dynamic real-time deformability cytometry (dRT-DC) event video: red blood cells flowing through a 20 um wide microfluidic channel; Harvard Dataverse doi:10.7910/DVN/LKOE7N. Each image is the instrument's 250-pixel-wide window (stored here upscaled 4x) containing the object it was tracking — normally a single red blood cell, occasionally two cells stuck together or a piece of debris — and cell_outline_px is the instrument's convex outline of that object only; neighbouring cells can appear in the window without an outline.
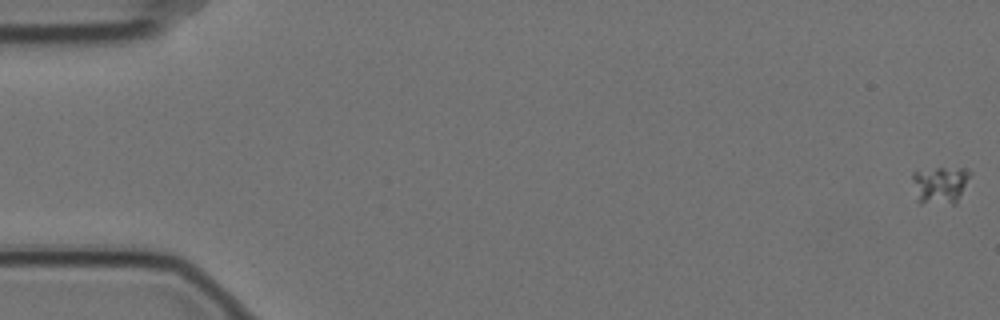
{"species": "Egyptian fruit bat (a non-hibernating species)", "species_latin": "Rousettus aegyptiacus", "temperature_condition": "cold", "stored_images_in_passage": 6, "camera_frame_rate_fps": 3000, "um_per_image_px": 0.085, "animal": {"sex": "female"}, "frame": {"image": 1, "passage_image": 1, "time_ms": 0.0, "image_size_px": [1000, 320], "cell_outline_px": [[972, 172], [956, 204], [920, 204], [916, 200], [912, 176], [912, 172], [936, 168], [968, 168]], "centroid_in_image_um": [79.9, 15.73], "position_along_channel_um": 5.1, "area_um2": 12.83}}